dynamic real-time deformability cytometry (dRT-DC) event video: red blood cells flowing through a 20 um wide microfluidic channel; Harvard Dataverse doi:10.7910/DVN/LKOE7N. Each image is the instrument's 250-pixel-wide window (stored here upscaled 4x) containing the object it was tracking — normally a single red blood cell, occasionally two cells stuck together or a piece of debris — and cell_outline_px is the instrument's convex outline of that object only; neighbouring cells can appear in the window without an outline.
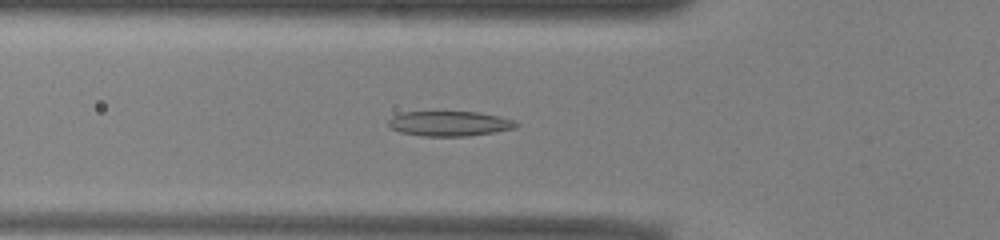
{"species": "common noctule bat (a hibernating species)", "species_latin": "Nyctalus noctula", "temperature_condition": "warm", "stored_images_in_passage": 42, "camera_frame_rate_fps": 3000, "um_per_image_px": 0.085, "animal": {"sex": "male", "body_mass_g": 13.0, "forearm_length_mm": 53.1}, "frame": {"image": 1, "passage_image": 10, "time_ms": 3.0, "image_size_px": [1000, 240], "cell_outline_px": [[520, 124], [516, 128], [496, 132], [468, 136], [424, 136], [400, 132], [392, 128], [388, 124], [388, 120], [392, 116], [400, 112], [480, 112], [500, 116], [512, 120]], "centroid_in_image_um": [38.23, 10.5], "position_along_channel_um": 87.6, "area_um2": 18.67}}
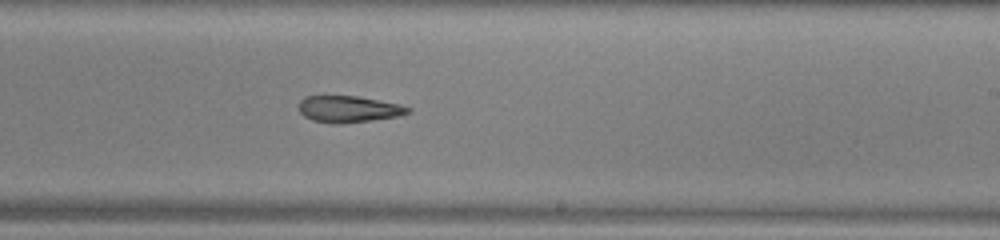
{"frame": {"image": 2, "passage_image": 23, "time_ms": 7.333, "image_size_px": [1000, 240], "cell_outline_px": [[412, 112], [396, 116], [372, 120], [312, 120], [304, 116], [300, 112], [300, 100], [304, 96], [356, 96], [400, 104], [412, 108]], "centroid_in_image_um": [29.68, 9.21], "position_along_channel_um": 259.3, "area_um2": 15.9}}
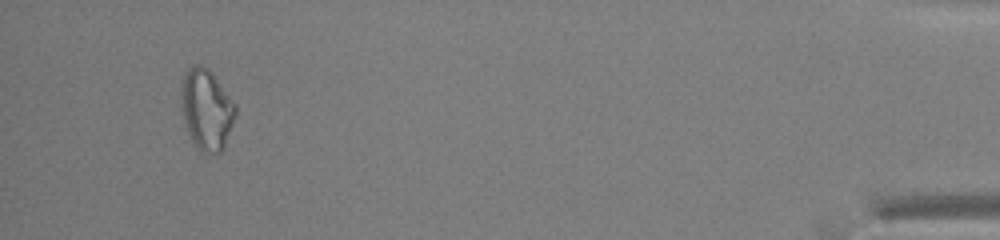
{"frame": {"image": 3, "passage_image": 41, "time_ms": 13.333, "image_size_px": [1000, 240], "cell_outline_px": [[236, 116], [224, 148], [220, 152], [200, 152], [192, 140], [188, 132], [184, 120], [180, 104], [180, 84], [184, 72], [188, 68], [196, 64], [200, 64], [208, 68], [212, 72], [236, 104]], "centroid_in_image_um": [17.54, 9.26], "position_along_channel_um": 417.7, "area_um2": 25.95}}